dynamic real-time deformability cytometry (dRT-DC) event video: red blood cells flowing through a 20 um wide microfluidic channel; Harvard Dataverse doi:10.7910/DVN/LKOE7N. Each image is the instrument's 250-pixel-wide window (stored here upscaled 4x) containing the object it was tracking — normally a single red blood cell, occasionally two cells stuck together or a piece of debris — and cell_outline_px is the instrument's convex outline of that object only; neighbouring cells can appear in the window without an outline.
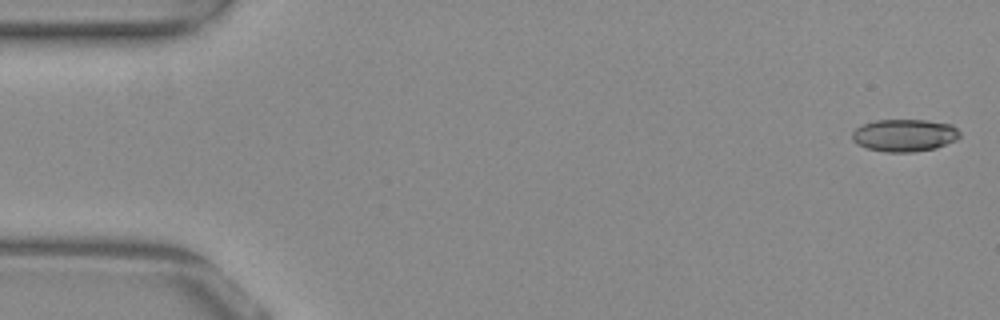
{"species": "common noctule bat (a hibernating species)", "species_latin": "Nyctalus noctula", "temperature_condition": "warm", "stored_images_in_passage": 54, "camera_frame_rate_fps": 3000, "um_per_image_px": 0.085, "animal": {"sex": "female", "body_mass_g": 29.2, "forearm_length_mm": 56.3}, "frame": {"image": 1, "passage_image": 2, "time_ms": 0.333, "image_size_px": [1000, 320], "cell_outline_px": [[960, 136], [956, 140], [936, 148], [912, 152], [884, 152], [868, 148], [852, 140], [852, 132], [856, 128], [864, 124], [876, 120], [928, 120], [952, 124], [960, 132]], "centroid_in_image_um": [76.91, 11.49], "position_along_channel_um": 8.1, "area_um2": 20.29}}
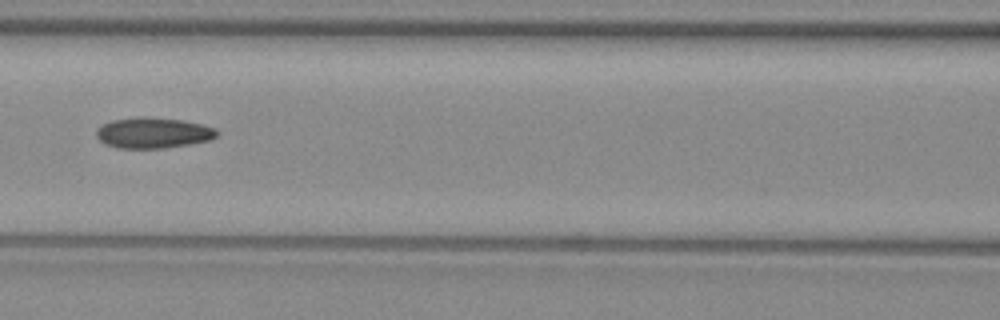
{"frame": {"image": 2, "passage_image": 24, "time_ms": 7.667, "image_size_px": [1000, 320], "cell_outline_px": [[216, 136], [208, 140], [188, 144], [164, 148], [116, 148], [104, 144], [96, 136], [96, 132], [104, 124], [112, 120], [140, 116], [184, 120], [216, 128]], "centroid_in_image_um": [12.99, 11.29], "position_along_channel_um": 153.6, "area_um2": 21.39}}
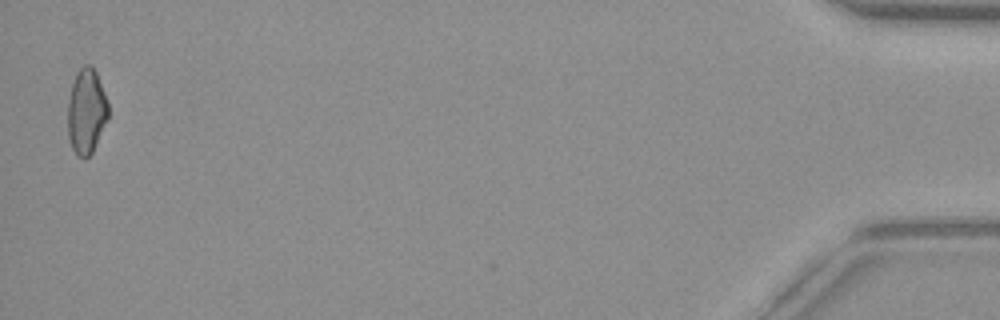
{"frame": {"image": 3, "passage_image": 53, "time_ms": 17.333, "image_size_px": [1000, 320], "cell_outline_px": [[108, 120], [92, 152], [84, 160], [76, 156], [72, 148], [68, 136], [68, 100], [72, 84], [76, 72], [84, 64], [88, 64], [96, 72], [108, 104]], "centroid_in_image_um": [7.33, 9.5], "position_along_channel_um": 427.9, "area_um2": 20.11}, "authors_computed_cell_mechanics": {"area_um2": 20.6057, "velocity_mm_per_s": 3.8892, "shape_relaxation_time_tau1_ms": null, "shape_relaxation_time_tau2_ms": 6.5154, "deformation_change_tau1": null, "deformation_change_tau2": 0.1525}}